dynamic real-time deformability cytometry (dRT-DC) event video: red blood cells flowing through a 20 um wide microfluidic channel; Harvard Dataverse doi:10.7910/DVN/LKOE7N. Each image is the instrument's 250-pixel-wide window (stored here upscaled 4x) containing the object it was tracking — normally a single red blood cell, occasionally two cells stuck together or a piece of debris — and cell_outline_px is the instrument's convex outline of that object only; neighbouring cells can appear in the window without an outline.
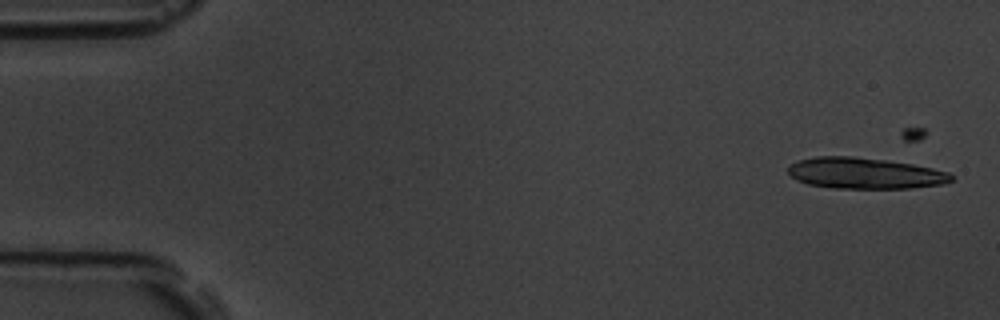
{"species": "common noctule bat (a hibernating species)", "species_latin": "Nyctalus noctula", "temperature_condition": "room temperature", "stored_images_in_passage": 5, "camera_frame_rate_fps": 3000, "um_per_image_px": 0.085, "animal": {"sex": "male", "body_mass_g": 19.5, "forearm_length_mm": 54.6}, "frame": {"image": 1, "passage_image": 1, "time_ms": 0.0, "image_size_px": [1000, 320], "cell_outline_px": [[952, 180], [940, 184], [912, 188], [832, 188], [808, 184], [796, 180], [788, 172], [788, 168], [796, 160], [816, 156], [852, 156], [888, 160], [912, 164], [932, 168], [948, 172], [952, 176]], "centroid_in_image_um": [73.47, 14.72], "position_along_channel_um": 11.5, "area_um2": 29.54}}